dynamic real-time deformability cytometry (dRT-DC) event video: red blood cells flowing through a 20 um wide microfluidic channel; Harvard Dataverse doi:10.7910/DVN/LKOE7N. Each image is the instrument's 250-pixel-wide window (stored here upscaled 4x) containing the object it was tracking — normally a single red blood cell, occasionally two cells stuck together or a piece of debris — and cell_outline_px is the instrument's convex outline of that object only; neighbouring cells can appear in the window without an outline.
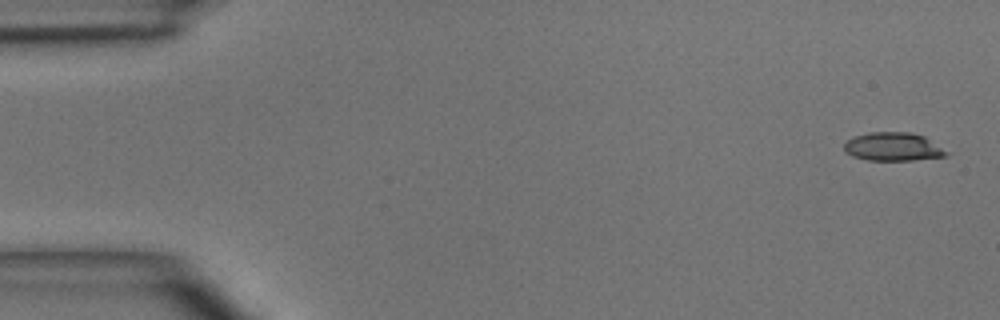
{"species": "common noctule bat (a hibernating species)", "species_latin": "Nyctalus noctula", "temperature_condition": "room temperature", "stored_images_in_passage": 5, "camera_frame_rate_fps": 3000, "um_per_image_px": 0.085, "animal": {"sex": "male", "body_mass_g": 15.6}, "frame": {"image": 1, "passage_image": 1, "time_ms": 0.0, "image_size_px": [1000, 320], "cell_outline_px": [[948, 156], [912, 160], [868, 160], [852, 156], [844, 152], [844, 144], [848, 140], [856, 136], [868, 132], [912, 132], [924, 136], [948, 152]], "centroid_in_image_um": [75.9, 12.47], "position_along_channel_um": 9.1, "area_um2": 16.88}}